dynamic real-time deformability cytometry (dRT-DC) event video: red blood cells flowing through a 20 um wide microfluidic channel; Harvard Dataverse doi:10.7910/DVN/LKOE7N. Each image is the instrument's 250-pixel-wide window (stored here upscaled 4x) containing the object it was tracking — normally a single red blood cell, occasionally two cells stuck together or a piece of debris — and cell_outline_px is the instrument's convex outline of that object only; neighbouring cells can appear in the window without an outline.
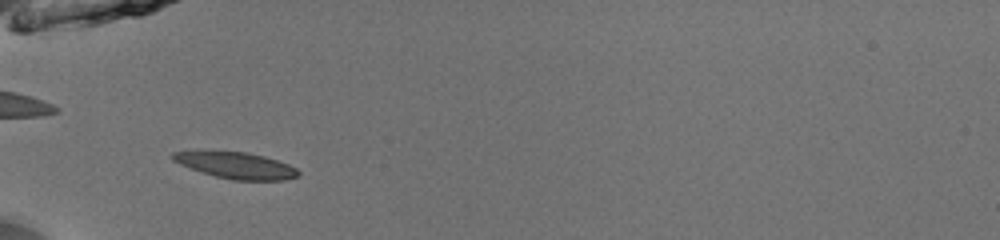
{"species": "common noctule bat (a hibernating species)", "species_latin": "Nyctalus noctula", "temperature_condition": "room temperature", "stored_images_in_passage": 53, "camera_frame_rate_fps": 3000, "um_per_image_px": 0.085, "animal": {"sex": "male", "body_mass_g": 13.0, "forearm_length_mm": 53.1}, "frame": {"image": 1, "passage_image": 20, "time_ms": 6.333, "image_size_px": [1000, 240], "cell_outline_px": [[300, 172], [296, 176], [284, 180], [232, 180], [200, 172], [188, 168], [172, 160], [168, 156], [172, 152], [248, 152], [264, 156], [288, 164], [296, 168]], "centroid_in_image_um": [20.04, 14.07], "position_along_channel_um": 65.0, "area_um2": 19.07}}
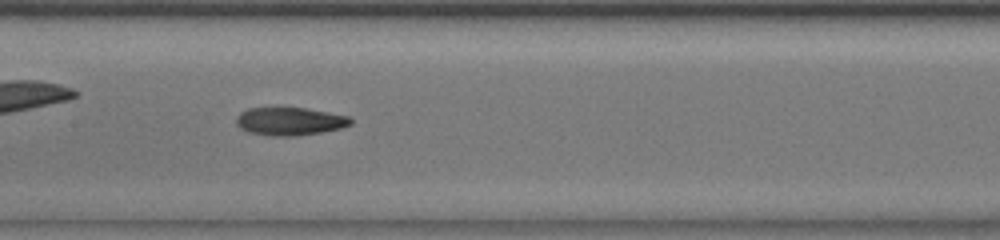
{"frame": {"image": 2, "passage_image": 29, "time_ms": 9.333, "image_size_px": [1000, 240], "cell_outline_px": [[352, 124], [340, 128], [320, 132], [296, 136], [272, 136], [248, 132], [240, 128], [236, 124], [236, 116], [240, 112], [248, 108], [304, 108], [328, 112], [348, 116], [352, 120]], "centroid_in_image_um": [24.6, 10.31], "position_along_channel_um": 182.8, "area_um2": 18.61}}
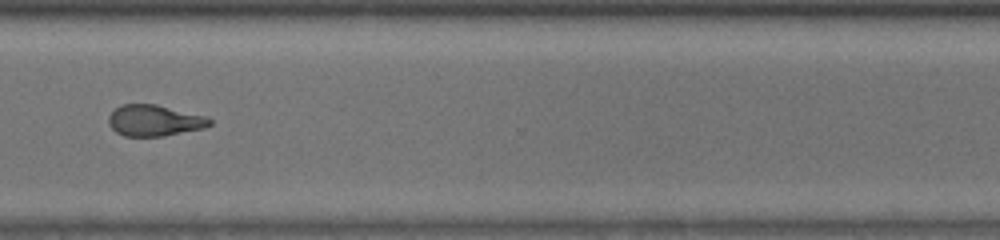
{"frame": {"image": 3, "passage_image": 42, "time_ms": 13.667, "image_size_px": [1000, 240], "cell_outline_px": [[212, 124], [204, 128], [164, 136], [124, 136], [116, 132], [108, 124], [108, 116], [116, 108], [124, 104], [156, 104], [208, 116], [212, 120]], "centroid_in_image_um": [13.15, 10.24], "position_along_channel_um": 357.5, "area_um2": 18.5}, "authors_computed_cell_mechanics": {"area_um2": 18.6116, "velocity_mm_per_s": 4.0472, "shape_relaxation_time_tau1_ms": 4.4475, "shape_relaxation_time_tau2_ms": 4.3368, "deformation_change_tau1": 0.1513, "deformation_change_tau2": 0.1018}}